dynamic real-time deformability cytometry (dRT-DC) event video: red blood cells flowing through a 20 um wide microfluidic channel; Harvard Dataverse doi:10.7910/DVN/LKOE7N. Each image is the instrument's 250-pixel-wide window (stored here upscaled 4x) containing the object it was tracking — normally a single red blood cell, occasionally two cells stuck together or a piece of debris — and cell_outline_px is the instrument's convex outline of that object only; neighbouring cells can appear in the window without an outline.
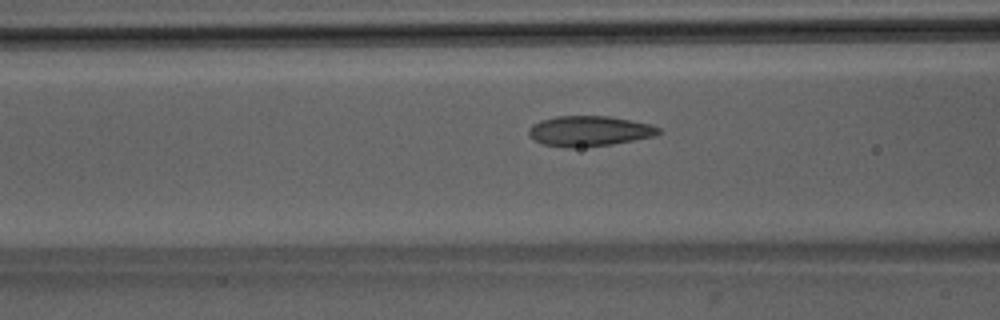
{"species": "Egyptian fruit bat (a non-hibernating species)", "species_latin": "Rousettus aegyptiacus", "temperature_condition": "room temperature", "stored_images_in_passage": 47, "camera_frame_rate_fps": 3000, "um_per_image_px": 0.085, "animal": {"sex": "male"}, "frame": {"image": 1, "passage_image": 17, "time_ms": 5.333, "image_size_px": [1000, 320], "cell_outline_px": [[660, 132], [652, 136], [612, 144], [572, 148], [568, 148], [544, 144], [536, 140], [528, 132], [528, 128], [532, 124], [540, 120], [556, 116], [608, 116], [632, 120], [652, 124], [660, 128]], "centroid_in_image_um": [50.08, 11.13], "position_along_channel_um": 116.5, "area_um2": 22.77}}
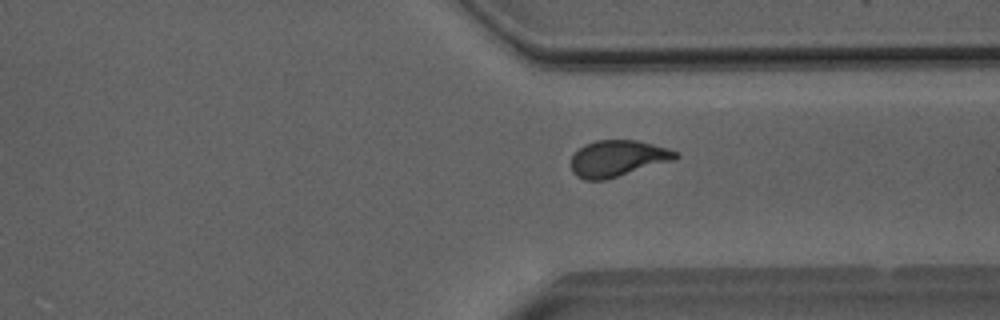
{"frame": {"image": 2, "passage_image": 35, "time_ms": 11.333, "image_size_px": [1000, 320], "cell_outline_px": [[680, 156], [676, 160], [604, 180], [584, 180], [576, 176], [572, 172], [568, 164], [572, 156], [584, 144], [596, 140], [636, 140], [668, 148], [680, 152]], "centroid_in_image_um": [52.5, 13.47], "position_along_channel_um": 358.9, "area_um2": 22.48}}
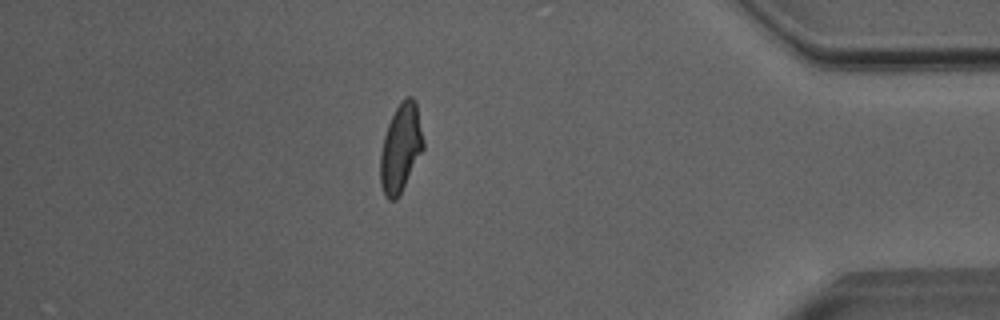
{"frame": {"image": 3, "passage_image": 41, "time_ms": 13.333, "image_size_px": [1000, 320], "cell_outline_px": [[424, 148], [396, 200], [388, 200], [384, 196], [380, 184], [380, 152], [384, 136], [388, 124], [400, 100], [404, 96], [412, 96], [416, 100], [424, 140]], "centroid_in_image_um": [34.05, 12.54], "position_along_channel_um": 401.1, "area_um2": 22.2}, "authors_computed_cell_mechanics": {"area_um2": 22.253, "velocity_mm_per_s": 4.0392, "shape_relaxation_time_tau1_ms": 5.4361, "shape_relaxation_time_tau2_ms": 1.358, "deformation_change_tau1": 0.1859, "deformation_change_tau2": 0.0727}}